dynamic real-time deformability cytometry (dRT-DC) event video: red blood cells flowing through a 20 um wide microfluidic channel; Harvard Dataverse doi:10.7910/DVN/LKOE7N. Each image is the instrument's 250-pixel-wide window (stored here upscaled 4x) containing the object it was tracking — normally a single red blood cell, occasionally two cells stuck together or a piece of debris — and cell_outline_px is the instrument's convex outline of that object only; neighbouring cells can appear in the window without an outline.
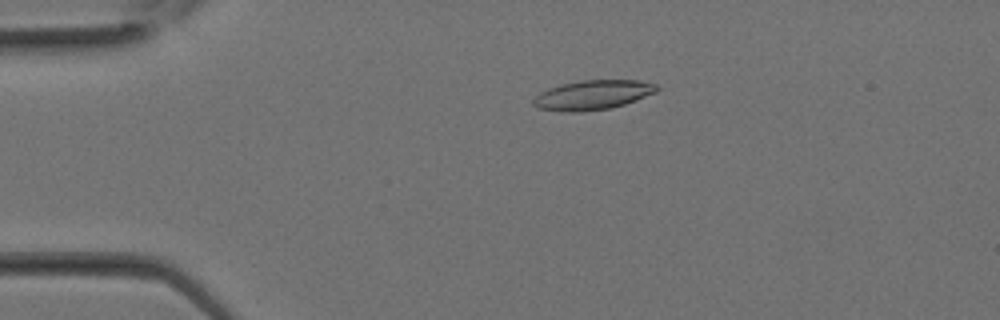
{"species": "Egyptian fruit bat (a non-hibernating species)", "species_latin": "Rousettus aegyptiacus", "temperature_condition": "room temperature", "stored_images_in_passage": 31, "camera_frame_rate_fps": 3000, "um_per_image_px": 0.085, "animal": {"sex": "female"}, "frame": {"image": 1, "passage_image": 7, "time_ms": 2.0, "image_size_px": [1000, 320], "cell_outline_px": [[660, 88], [656, 92], [636, 100], [612, 108], [580, 112], [564, 112], [536, 108], [532, 104], [532, 100], [540, 92], [548, 88], [560, 84], [580, 80], [640, 80], [656, 84]], "centroid_in_image_um": [50.36, 8.07], "position_along_channel_um": 34.6, "area_um2": 21.5}}
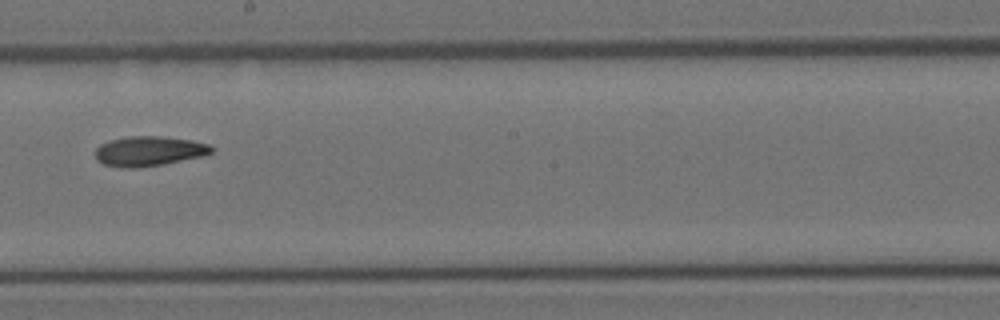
{"frame": {"image": 2, "passage_image": 18, "time_ms": 5.667, "image_size_px": [1000, 320], "cell_outline_px": [[216, 148], [212, 152], [204, 156], [164, 164], [136, 168], [120, 168], [104, 164], [96, 160], [96, 148], [100, 144], [112, 140], [128, 136], [160, 136], [192, 140], [208, 144]], "centroid_in_image_um": [12.69, 12.85], "position_along_channel_um": 235.5, "area_um2": 20.35}}
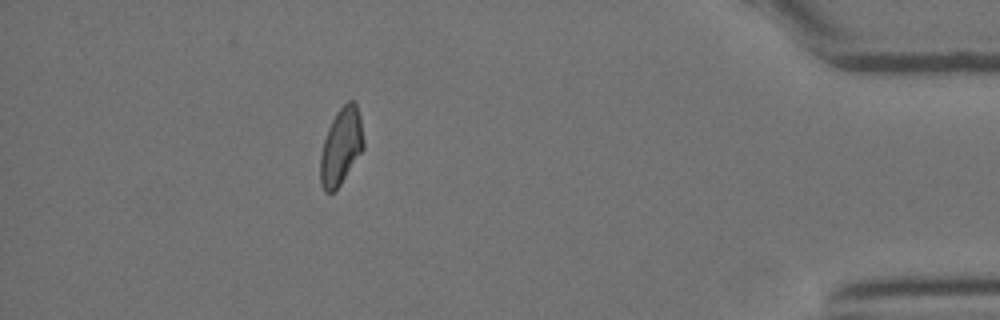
{"frame": {"image": 3, "passage_image": 28, "time_ms": 9.0, "image_size_px": [1000, 320], "cell_outline_px": [[364, 148], [340, 184], [332, 192], [324, 192], [320, 184], [320, 156], [324, 140], [328, 128], [336, 112], [348, 100], [356, 100], [360, 116], [364, 140]], "centroid_in_image_um": [28.99, 12.42], "position_along_channel_um": 406.2, "area_um2": 19.31}}